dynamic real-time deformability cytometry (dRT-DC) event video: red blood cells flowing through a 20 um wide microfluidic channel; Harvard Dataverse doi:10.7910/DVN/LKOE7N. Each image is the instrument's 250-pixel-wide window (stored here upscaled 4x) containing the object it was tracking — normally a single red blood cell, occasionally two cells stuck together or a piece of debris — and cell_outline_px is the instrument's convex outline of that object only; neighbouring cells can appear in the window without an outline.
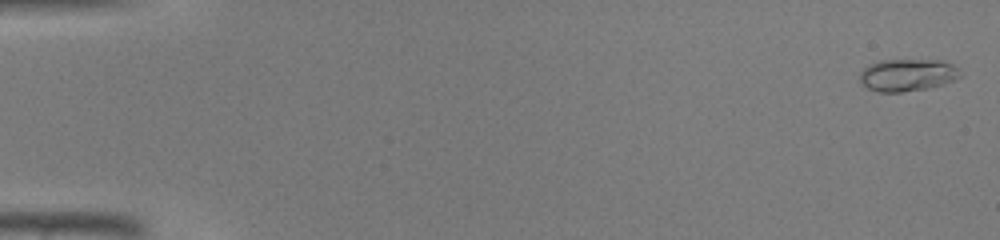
{"species": "common noctule bat (a hibernating species)", "species_latin": "Nyctalus noctula", "temperature_condition": "warm", "stored_images_in_passage": 45, "camera_frame_rate_fps": 3000, "um_per_image_px": 0.085, "animal": {"sex": "male", "body_mass_g": 19.0, "forearm_length_mm": 50.8}, "frame": {"image": 1, "passage_image": 1, "time_ms": 0.0, "image_size_px": [1000, 240], "cell_outline_px": [[960, 76], [956, 80], [944, 84], [924, 88], [900, 92], [876, 92], [860, 84], [860, 72], [868, 64], [880, 60], [940, 60], [952, 64], [956, 68]], "centroid_in_image_um": [77.08, 6.37], "position_along_channel_um": 7.9, "area_um2": 18.84}}
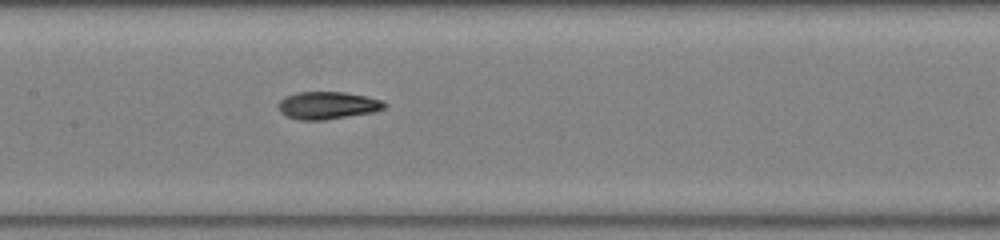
{"frame": {"image": 2, "passage_image": 23, "time_ms": 7.333, "image_size_px": [1000, 240], "cell_outline_px": [[388, 104], [384, 108], [372, 112], [324, 120], [300, 120], [288, 116], [280, 112], [280, 100], [284, 96], [300, 92], [344, 92], [364, 96], [380, 100]], "centroid_in_image_um": [27.84, 8.95], "position_along_channel_um": 179.6, "area_um2": 16.7}}
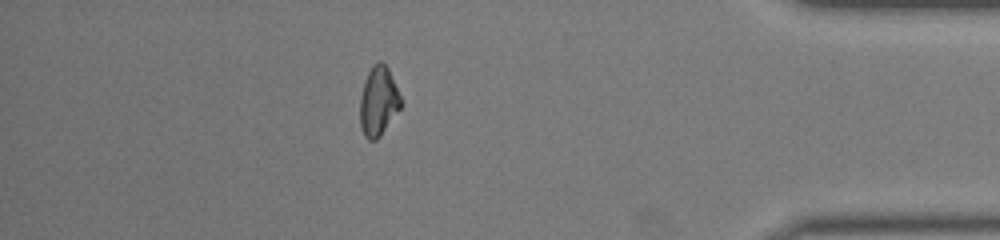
{"frame": {"image": 3, "passage_image": 40, "time_ms": 13.0, "image_size_px": [1000, 240], "cell_outline_px": [[404, 104], [380, 136], [376, 140], [368, 140], [364, 136], [360, 124], [360, 100], [364, 84], [368, 72], [372, 64], [380, 60], [388, 68]], "centroid_in_image_um": [32.18, 8.62], "position_along_channel_um": 403.0, "area_um2": 16.53}}